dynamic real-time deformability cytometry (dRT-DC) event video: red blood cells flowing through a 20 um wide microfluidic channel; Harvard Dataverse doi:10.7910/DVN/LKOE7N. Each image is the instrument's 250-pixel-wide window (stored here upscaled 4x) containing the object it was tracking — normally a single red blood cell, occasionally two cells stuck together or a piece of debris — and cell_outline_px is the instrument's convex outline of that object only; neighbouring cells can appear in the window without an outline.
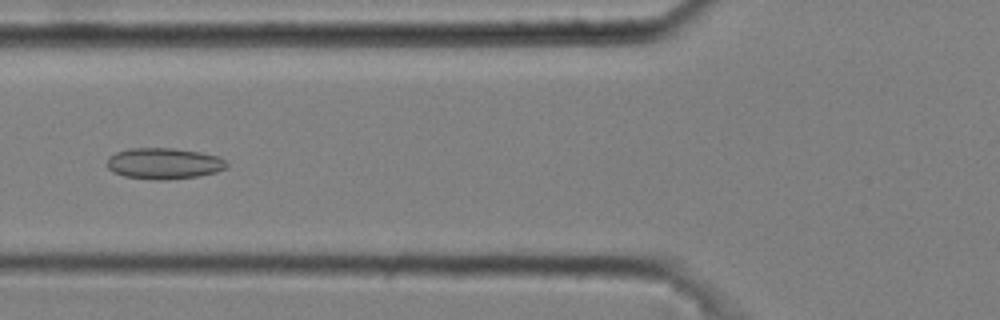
{"species": "common noctule bat (a hibernating species)", "species_latin": "Nyctalus noctula", "temperature_condition": "cold", "stored_images_in_passage": 6, "camera_frame_rate_fps": 3000, "um_per_image_px": 0.085, "animal": {"sex": "male", "body_mass_g": 20.4}, "frame": {"image": 1, "passage_image": 6, "time_ms": 1.667, "image_size_px": [1000, 320], "cell_outline_px": [[228, 164], [224, 168], [216, 172], [196, 176], [168, 180], [156, 180], [124, 176], [112, 172], [108, 168], [108, 156], [116, 152], [132, 148], [172, 148], [200, 152], [216, 156], [224, 160]], "centroid_in_image_um": [13.9, 13.9], "position_along_channel_um": 111.9, "area_um2": 21.56}}